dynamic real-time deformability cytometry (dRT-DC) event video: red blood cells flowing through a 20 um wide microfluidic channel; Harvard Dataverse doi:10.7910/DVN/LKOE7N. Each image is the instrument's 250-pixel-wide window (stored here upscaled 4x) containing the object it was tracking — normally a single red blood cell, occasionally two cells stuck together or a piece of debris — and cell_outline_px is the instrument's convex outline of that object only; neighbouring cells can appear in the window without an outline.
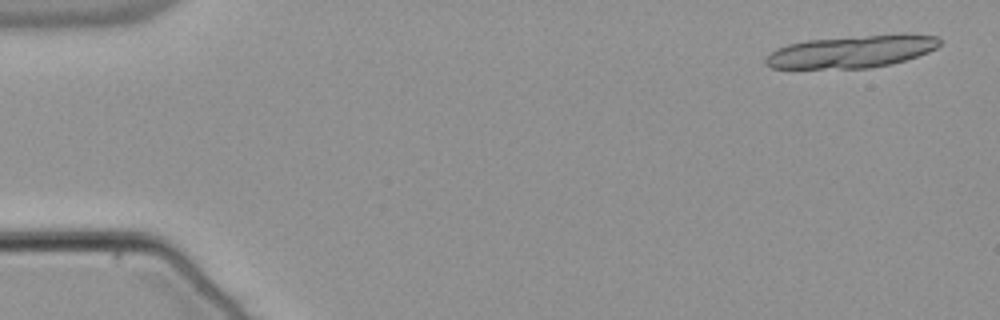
{"species": "common noctule bat (a hibernating species)", "species_latin": "Nyctalus noctula", "temperature_condition": "warm", "stored_images_in_passage": 39, "segment_of_instrument_passage": [1, 2], "camera_frame_rate_fps": 3000, "um_per_image_px": 0.085, "animal": {"sex": "male", "body_mass_g": 21.5, "forearm_length_mm": 52.0}, "frame": {"image": 1, "passage_image": 2, "time_ms": 0.333, "image_size_px": [1000, 320], "cell_outline_px": [[940, 44], [936, 48], [928, 52], [892, 64], [872, 68], [772, 68], [764, 64], [764, 60], [776, 48], [788, 44], [808, 40], [852, 36], [904, 32], [908, 32], [940, 36]], "centroid_in_image_um": [72.47, 4.35], "position_along_channel_um": 12.5, "area_um2": 33.41}}